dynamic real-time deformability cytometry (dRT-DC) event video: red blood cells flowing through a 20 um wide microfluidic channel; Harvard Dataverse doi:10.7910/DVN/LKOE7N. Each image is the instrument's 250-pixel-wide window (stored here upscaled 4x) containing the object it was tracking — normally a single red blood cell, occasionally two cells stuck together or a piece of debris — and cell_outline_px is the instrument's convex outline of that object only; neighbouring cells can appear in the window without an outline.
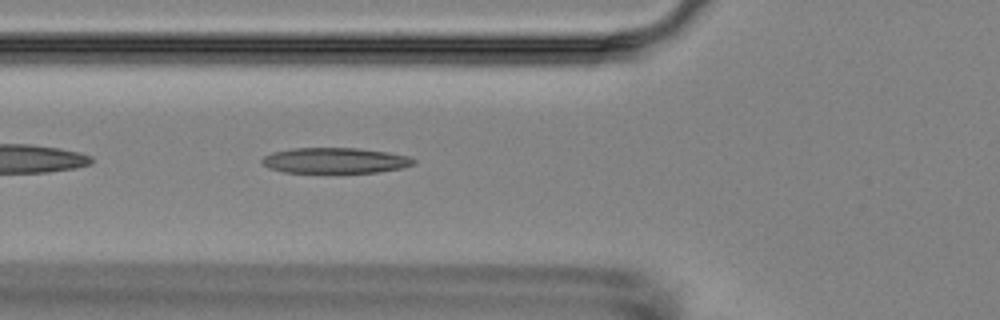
{"species": "Egyptian fruit bat (a non-hibernating species)", "species_latin": "Rousettus aegyptiacus", "temperature_condition": "room temperature", "stored_images_in_passage": 2, "camera_frame_rate_fps": 3000, "um_per_image_px": 0.085, "animal": {"sex": "female"}, "frame": {"image": 1, "passage_image": 2, "time_ms": 1.0, "image_size_px": [1000, 320], "cell_outline_px": [[416, 164], [400, 168], [376, 172], [284, 172], [268, 168], [260, 160], [264, 156], [272, 152], [292, 148], [360, 148], [388, 152], [408, 156], [416, 160]], "centroid_in_image_um": [28.48, 13.63], "position_along_channel_um": 97.3, "area_um2": 22.54}}